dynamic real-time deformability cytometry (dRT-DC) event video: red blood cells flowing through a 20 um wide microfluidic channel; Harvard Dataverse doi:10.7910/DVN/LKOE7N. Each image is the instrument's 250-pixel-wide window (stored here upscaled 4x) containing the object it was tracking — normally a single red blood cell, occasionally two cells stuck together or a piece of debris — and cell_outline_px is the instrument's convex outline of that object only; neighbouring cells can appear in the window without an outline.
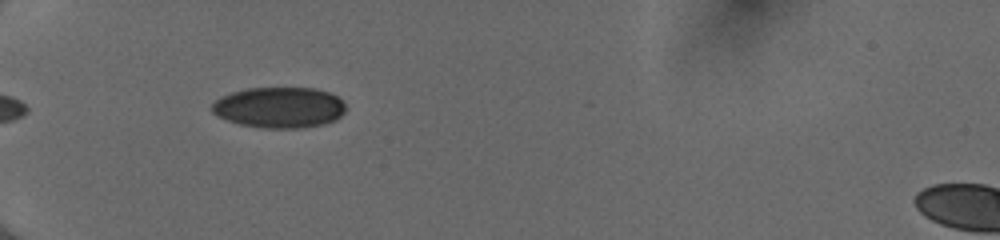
{"species": "human", "species_latin": "Homo sapiens", "temperature_condition": "cold", "stored_images_in_passage": 34, "camera_frame_rate_fps": 3000, "um_per_image_px": 0.085, "donor": {"sex": "female"}, "frame": {"image": 1, "passage_image": 1, "time_ms": 0.0, "image_size_px": [1000, 240], "cell_outline_px": [[344, 112], [336, 120], [324, 124], [304, 128], [264, 128], [240, 124], [228, 120], [212, 112], [212, 104], [220, 96], [232, 92], [248, 88], [316, 88], [328, 92], [336, 96], [344, 104]], "centroid_in_image_um": [23.75, 9.13], "position_along_channel_um": 61.3, "area_um2": 31.73}}
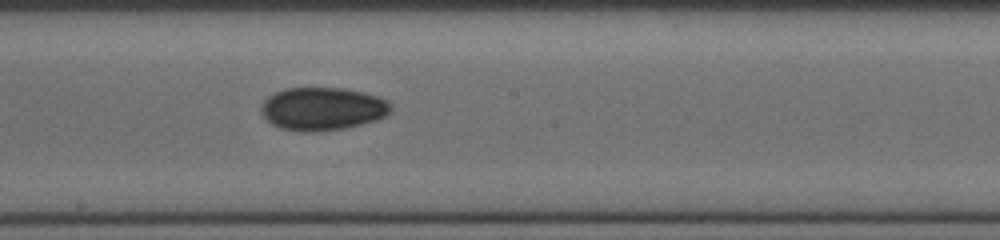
{"frame": {"image": 2, "passage_image": 14, "time_ms": 4.333, "image_size_px": [1000, 240], "cell_outline_px": [[392, 108], [384, 116], [376, 120], [344, 128], [312, 132], [304, 132], [280, 128], [272, 124], [260, 112], [260, 104], [268, 96], [284, 88], [344, 88], [364, 92], [380, 96], [388, 100]], "centroid_in_image_um": [27.4, 9.23], "position_along_channel_um": 220.8, "area_um2": 32.6}}
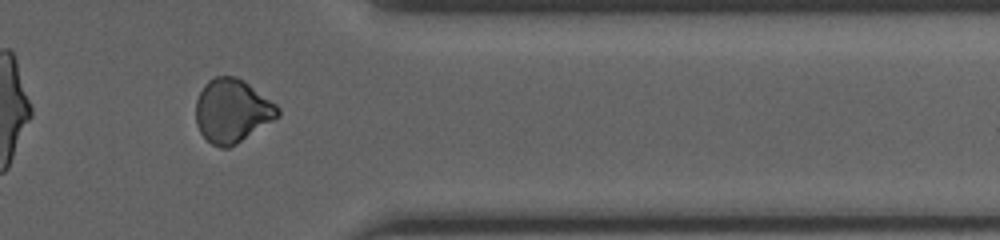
{"frame": {"image": 3, "passage_image": 27, "time_ms": 8.667, "image_size_px": [1000, 240], "cell_outline_px": [[280, 116], [236, 144], [228, 148], [220, 148], [212, 144], [200, 132], [196, 124], [196, 100], [204, 84], [208, 80], [216, 76], [236, 76], [244, 80], [276, 104], [280, 108]], "centroid_in_image_um": [19.73, 9.41], "position_along_channel_um": 391.7, "area_um2": 30.4}, "authors_computed_cell_mechanics": {"area_um2": 31.0097, "velocity_mm_per_s": 4.061, "shape_relaxation_time_tau1_ms": null, "shape_relaxation_time_tau2_ms": 8.6218, "deformation_change_tau1": null, "deformation_change_tau2": 0.1094}}